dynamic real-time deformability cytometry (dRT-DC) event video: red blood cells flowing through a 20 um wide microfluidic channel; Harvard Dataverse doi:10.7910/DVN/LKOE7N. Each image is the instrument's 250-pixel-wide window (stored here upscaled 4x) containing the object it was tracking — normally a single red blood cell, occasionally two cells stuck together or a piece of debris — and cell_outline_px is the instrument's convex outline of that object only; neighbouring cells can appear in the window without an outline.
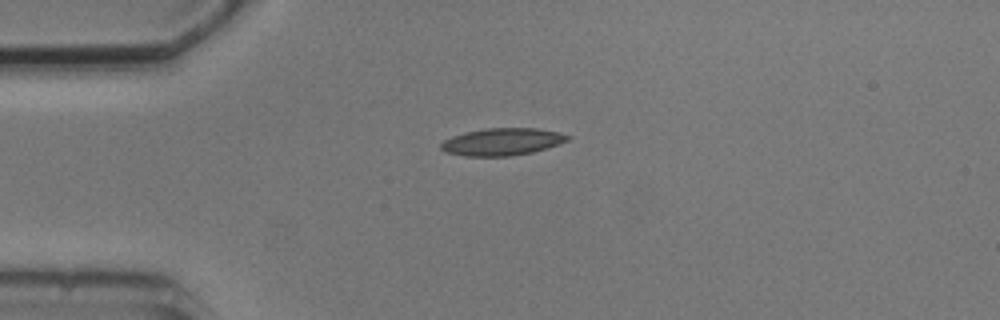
{"species": "common noctule bat (a hibernating species)", "species_latin": "Nyctalus noctula", "temperature_condition": "cold", "stored_images_in_passage": 4, "camera_frame_rate_fps": 3000, "um_per_image_px": 0.085, "animal": {"sex": "male", "body_mass_g": 20.5, "forearm_length_mm": 52.5}, "frame": {"image": 1, "passage_image": 1, "time_ms": 0.0, "image_size_px": [1000, 320], "cell_outline_px": [[572, 136], [568, 140], [532, 152], [512, 156], [464, 156], [444, 152], [440, 148], [440, 144], [444, 140], [452, 136], [464, 132], [484, 128], [536, 128], [560, 132]], "centroid_in_image_um": [42.64, 12.04], "position_along_channel_um": 42.4, "area_um2": 20.17}}
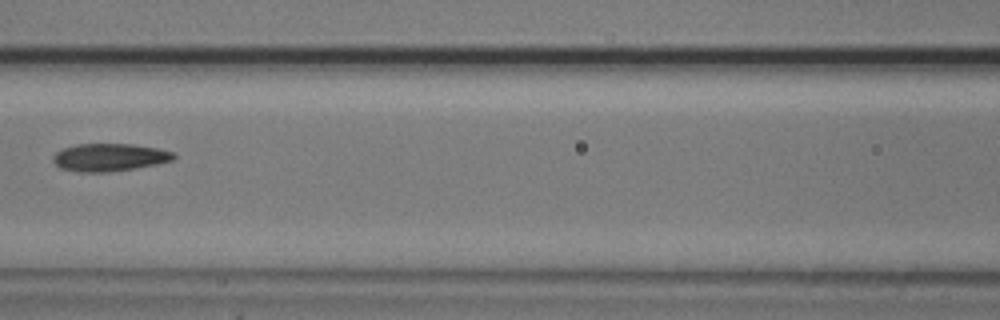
{"frame": {"image": 2, "passage_image": 4, "time_ms": 3.667, "image_size_px": [1000, 320], "cell_outline_px": [[176, 156], [172, 160], [156, 164], [136, 168], [108, 172], [80, 172], [60, 168], [52, 160], [52, 156], [56, 152], [64, 148], [76, 144], [132, 144], [156, 148], [172, 152]], "centroid_in_image_um": [9.27, 13.37], "position_along_channel_um": 157.3, "area_um2": 19.36}}